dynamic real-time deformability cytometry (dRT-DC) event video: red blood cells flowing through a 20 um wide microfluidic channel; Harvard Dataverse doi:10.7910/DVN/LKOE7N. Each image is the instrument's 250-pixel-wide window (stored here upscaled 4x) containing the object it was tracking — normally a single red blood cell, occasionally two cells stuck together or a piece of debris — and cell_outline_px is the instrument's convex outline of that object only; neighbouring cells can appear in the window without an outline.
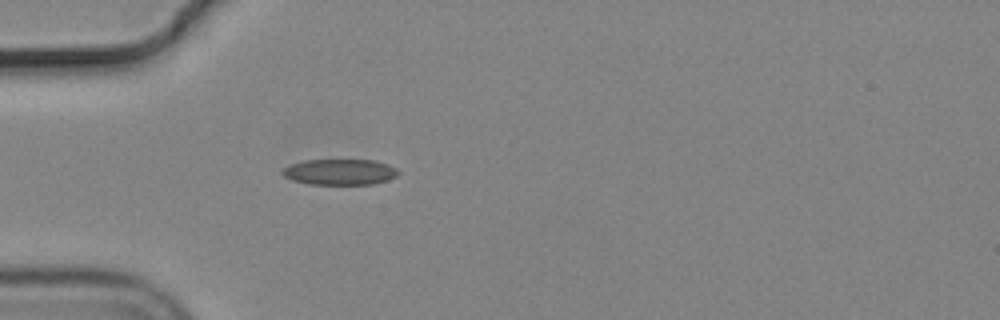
{"species": "common noctule bat (a hibernating species)", "species_latin": "Nyctalus noctula", "temperature_condition": "cold", "stored_images_in_passage": 37, "camera_frame_rate_fps": 3000, "um_per_image_px": 0.085, "animal": {"sex": "male", "body_mass_g": 19.2, "forearm_length_mm": 51.8}, "frame": {"image": 1, "passage_image": 1, "time_ms": 0.0, "image_size_px": [1000, 320], "cell_outline_px": [[400, 172], [396, 176], [388, 180], [372, 184], [308, 184], [292, 180], [284, 176], [280, 172], [288, 164], [304, 160], [376, 160], [388, 164], [396, 168]], "centroid_in_image_um": [28.87, 14.61], "position_along_channel_um": 56.1, "area_um2": 17.57}}
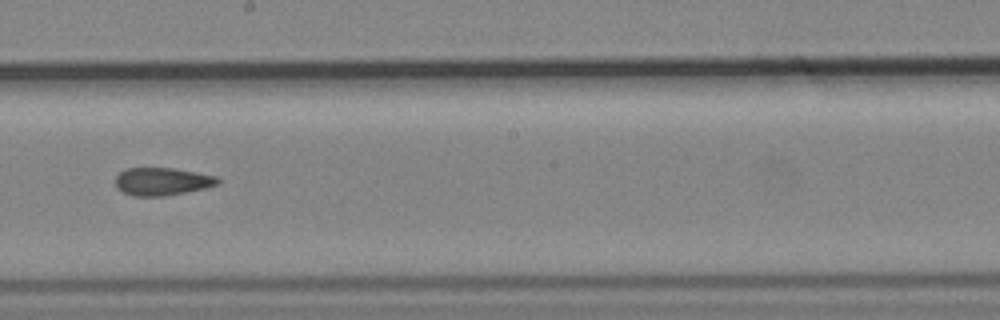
{"frame": {"image": 2, "passage_image": 16, "time_ms": 5.0, "image_size_px": [1000, 320], "cell_outline_px": [[220, 184], [204, 188], [164, 196], [132, 196], [116, 188], [116, 176], [124, 168], [172, 168], [220, 176]], "centroid_in_image_um": [13.8, 15.42], "position_along_channel_um": 234.4, "area_um2": 16.65}}
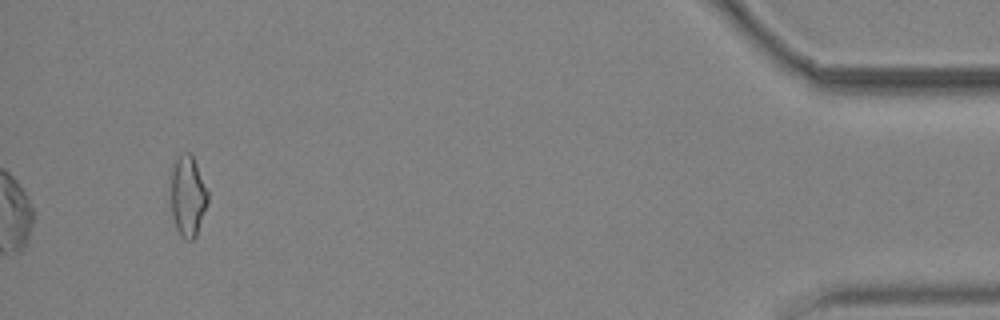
{"frame": {"image": 3, "passage_image": 37, "time_ms": 12.0, "image_size_px": [1000, 320], "cell_outline_px": [[208, 204], [196, 236], [192, 240], [188, 240], [180, 236], [176, 228], [172, 216], [168, 176], [168, 172], [176, 156], [184, 152], [188, 152], [192, 156], [196, 164], [208, 192]], "centroid_in_image_um": [15.9, 16.63], "position_along_channel_um": 419.3, "area_um2": 18.15}, "authors_computed_cell_mechanics": {"area_um2": 17.2822, "velocity_mm_per_s": 3.7042, "shape_relaxation_time_tau1_ms": null, "shape_relaxation_time_tau2_ms": 3.847, "deformation_change_tau1": null, "deformation_change_tau2": 0.1213}}